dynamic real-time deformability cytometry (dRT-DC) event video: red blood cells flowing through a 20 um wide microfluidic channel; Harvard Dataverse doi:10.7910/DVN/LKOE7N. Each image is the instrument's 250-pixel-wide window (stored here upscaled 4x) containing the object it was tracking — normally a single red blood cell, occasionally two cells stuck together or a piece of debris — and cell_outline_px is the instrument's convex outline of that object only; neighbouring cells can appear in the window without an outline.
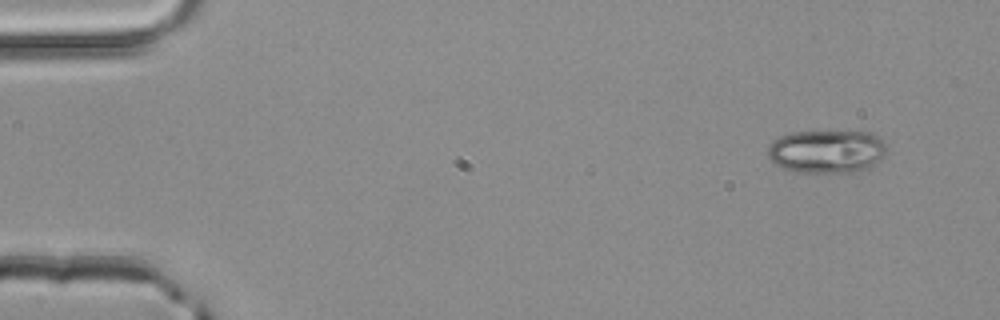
{"species": "common noctule bat (a hibernating species)", "species_latin": "Nyctalus noctula", "temperature_condition": "room temperature", "stored_images_in_passage": 3, "camera_frame_rate_fps": 3000, "um_per_image_px": 0.085, "animal": {"sex": "male", "body_mass_g": 20.4}, "frame": {"image": 1, "passage_image": 1, "time_ms": 0.0, "image_size_px": [1000, 320], "cell_outline_px": [[884, 156], [880, 160], [868, 168], [860, 172], [800, 172], [784, 168], [776, 164], [768, 156], [768, 144], [780, 136], [792, 132], [872, 132], [880, 136], [884, 144]], "centroid_in_image_um": [70.28, 12.87], "position_along_channel_um": 14.7, "area_um2": 29.82}}